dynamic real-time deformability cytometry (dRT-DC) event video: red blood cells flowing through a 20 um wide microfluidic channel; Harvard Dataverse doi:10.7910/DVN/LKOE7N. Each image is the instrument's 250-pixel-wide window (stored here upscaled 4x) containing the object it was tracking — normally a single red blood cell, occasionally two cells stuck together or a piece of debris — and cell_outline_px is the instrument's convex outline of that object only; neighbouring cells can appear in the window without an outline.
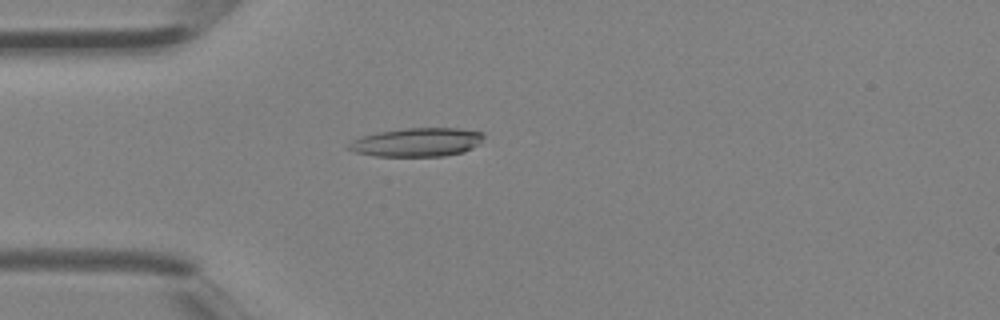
{"species": "Egyptian fruit bat (a non-hibernating species)", "species_latin": "Rousettus aegyptiacus", "temperature_condition": "room temperature", "stored_images_in_passage": 3, "camera_frame_rate_fps": 3000, "um_per_image_px": 0.085, "animal": {"sex": "female"}, "frame": {"image": 1, "passage_image": 3, "time_ms": 0.667, "image_size_px": [1000, 320], "cell_outline_px": [[484, 136], [480, 144], [464, 152], [444, 156], [376, 156], [356, 152], [348, 148], [348, 144], [352, 140], [360, 136], [380, 132], [408, 128], [460, 128], [484, 132]], "centroid_in_image_um": [35.49, 12.09], "position_along_channel_um": 49.5, "area_um2": 22.6}}